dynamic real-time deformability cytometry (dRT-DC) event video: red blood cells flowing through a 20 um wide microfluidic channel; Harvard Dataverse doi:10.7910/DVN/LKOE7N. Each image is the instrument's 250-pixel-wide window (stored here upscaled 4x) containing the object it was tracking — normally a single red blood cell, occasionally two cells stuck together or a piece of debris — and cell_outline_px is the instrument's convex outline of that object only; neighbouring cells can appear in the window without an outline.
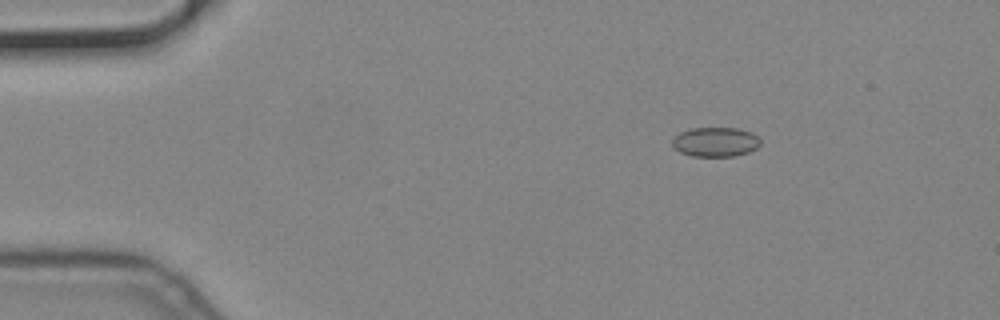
{"species": "common noctule bat (a hibernating species)", "species_latin": "Nyctalus noctula", "temperature_condition": "cold", "stored_images_in_passage": 11, "camera_frame_rate_fps": 3000, "um_per_image_px": 0.085, "animal": {"sex": "male", "body_mass_g": 19.2, "forearm_length_mm": 51.8}, "frame": {"image": 1, "passage_image": 9, "time_ms": 2.667, "image_size_px": [1000, 320], "cell_outline_px": [[760, 144], [756, 148], [748, 152], [736, 156], [692, 156], [680, 152], [672, 148], [672, 140], [680, 132], [692, 128], [736, 128], [752, 132], [760, 140]], "centroid_in_image_um": [60.79, 12.07], "position_along_channel_um": 24.2, "area_um2": 15.14}}